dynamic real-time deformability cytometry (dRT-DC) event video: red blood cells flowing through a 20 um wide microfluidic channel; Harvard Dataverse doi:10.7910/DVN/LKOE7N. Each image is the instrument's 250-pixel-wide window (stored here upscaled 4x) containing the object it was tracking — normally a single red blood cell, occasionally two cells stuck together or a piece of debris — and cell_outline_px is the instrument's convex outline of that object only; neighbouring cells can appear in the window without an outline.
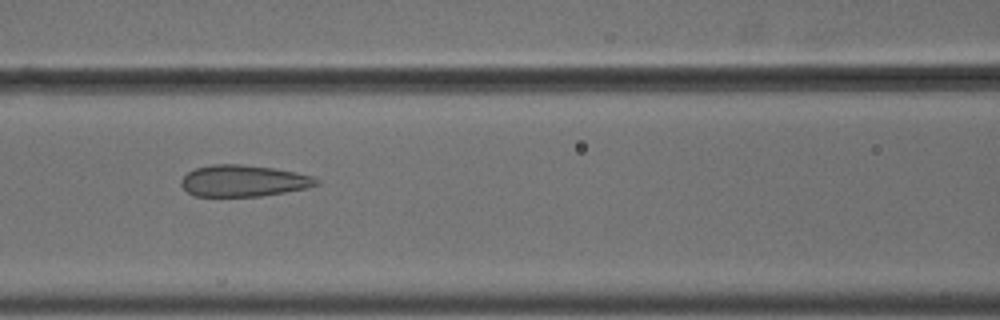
{"species": "common noctule bat (a hibernating species)", "species_latin": "Nyctalus noctula", "temperature_condition": "cold", "stored_images_in_passage": 12, "camera_frame_rate_fps": 3000, "um_per_image_px": 0.085, "animal": {"sex": "male", "body_mass_g": 18.8}, "frame": {"image": 1, "passage_image": 4, "time_ms": 1.0, "image_size_px": [1000, 320], "cell_outline_px": [[320, 184], [308, 188], [260, 196], [196, 196], [188, 192], [180, 184], [180, 180], [188, 172], [196, 168], [212, 164], [240, 164], [272, 168], [296, 172], [312, 176], [320, 180]], "centroid_in_image_um": [20.71, 15.37], "position_along_channel_um": 145.9, "area_um2": 24.8}}
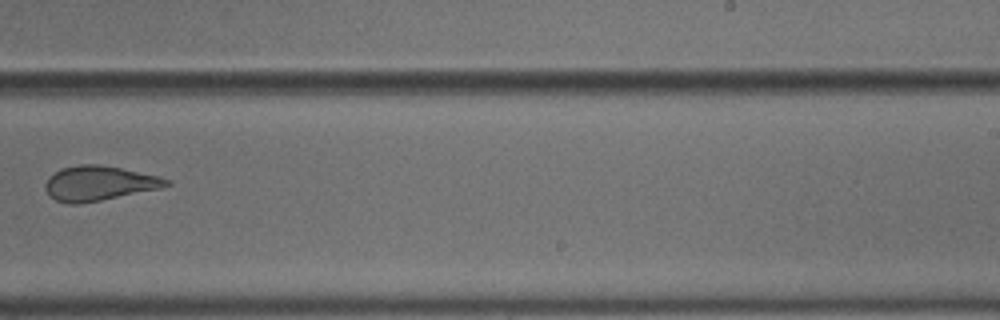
{"frame": {"image": 2, "passage_image": 7, "time_ms": 2.0, "image_size_px": [1000, 320], "cell_outline_px": [[172, 184], [160, 188], [80, 204], [68, 204], [56, 200], [44, 188], [44, 184], [48, 176], [60, 168], [80, 164], [96, 164], [120, 168], [160, 176], [168, 180]], "centroid_in_image_um": [8.38, 15.57], "position_along_channel_um": 280.6, "area_um2": 24.33}}
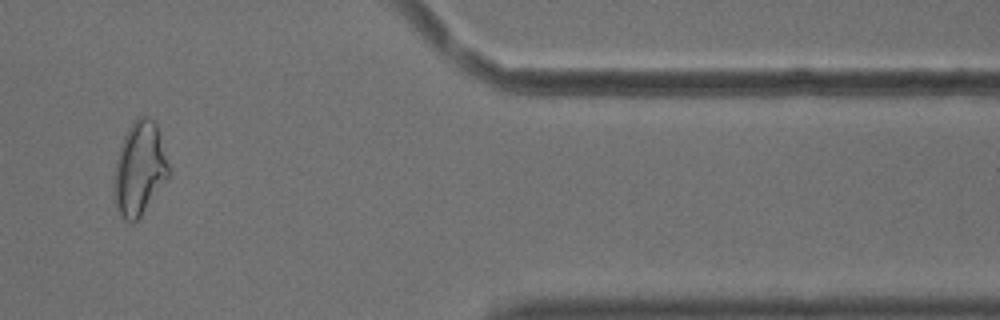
{"frame": {"image": 3, "passage_image": 10, "time_ms": 3.0, "image_size_px": [1000, 320], "cell_outline_px": [[168, 176], [140, 216], [132, 224], [128, 224], [120, 216], [116, 204], [116, 160], [120, 144], [132, 120], [136, 116], [148, 116], [156, 124], [168, 164]], "centroid_in_image_um": [11.85, 14.3], "position_along_channel_um": 399.6, "area_um2": 28.9}}